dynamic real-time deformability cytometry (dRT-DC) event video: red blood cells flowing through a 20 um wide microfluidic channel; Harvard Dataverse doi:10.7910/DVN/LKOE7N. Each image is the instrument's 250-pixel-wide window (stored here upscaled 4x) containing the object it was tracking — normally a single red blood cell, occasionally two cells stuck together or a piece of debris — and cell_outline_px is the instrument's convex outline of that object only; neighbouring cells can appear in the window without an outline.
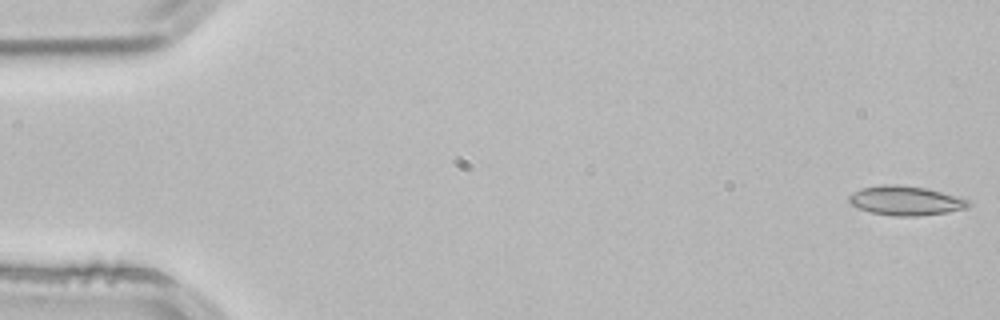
{"species": "common noctule bat (a hibernating species)", "species_latin": "Nyctalus noctula", "temperature_condition": "room temperature", "stored_images_in_passage": 3, "camera_frame_rate_fps": 3000, "um_per_image_px": 0.085, "animal": {"sex": "male", "body_mass_g": 21.5, "forearm_length_mm": 52.0}, "frame": {"image": 1, "passage_image": 1, "time_ms": 0.0, "image_size_px": [1000, 320], "cell_outline_px": [[972, 204], [968, 208], [944, 212], [916, 216], [896, 216], [868, 212], [852, 204], [848, 200], [848, 196], [852, 192], [860, 188], [884, 184], [896, 184], [924, 188], [940, 192], [968, 200]], "centroid_in_image_um": [76.93, 17.05], "position_along_channel_um": 8.1, "area_um2": 20.17}}
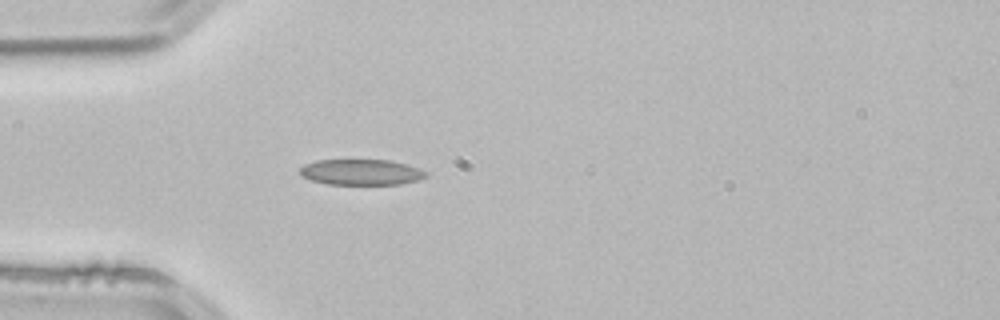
{"frame": {"image": 2, "passage_image": 3, "time_ms": 0.667, "image_size_px": [1000, 320], "cell_outline_px": [[428, 176], [416, 180], [400, 184], [328, 184], [312, 180], [300, 176], [300, 168], [304, 164], [316, 160], [388, 160], [404, 164], [416, 168], [424, 172]], "centroid_in_image_um": [30.62, 14.63], "position_along_channel_um": 54.4, "area_um2": 18.61}}